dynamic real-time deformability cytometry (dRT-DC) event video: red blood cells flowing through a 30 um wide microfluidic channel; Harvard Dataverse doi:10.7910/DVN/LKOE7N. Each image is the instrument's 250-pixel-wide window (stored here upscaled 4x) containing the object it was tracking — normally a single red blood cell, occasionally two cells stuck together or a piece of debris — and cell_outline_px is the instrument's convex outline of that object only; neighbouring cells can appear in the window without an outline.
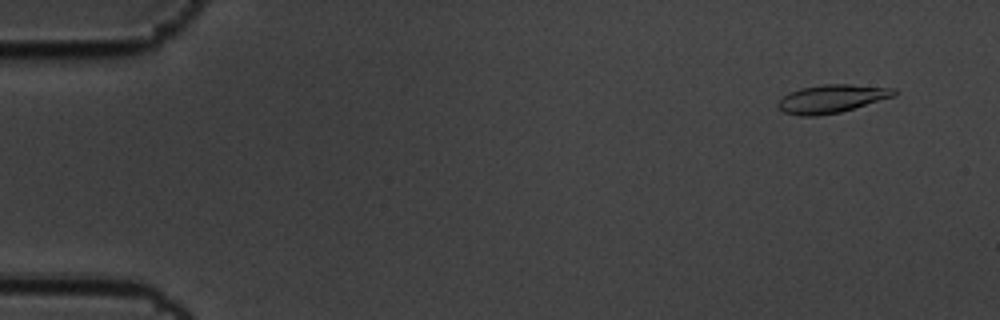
{"species": "common noctule bat (a hibernating species)", "species_latin": "Nyctalus noctula", "temperature_condition": "cold", "stored_images_in_passage": 58, "camera_frame_rate_fps": 3000, "um_per_image_px": 0.085, "animal": {"sex": "male", "body_mass_g": 19.5, "forearm_length_mm": 54.6}, "frame": {"image": 1, "passage_image": 4, "time_ms": 1.0, "image_size_px": [1000, 320], "cell_outline_px": [[896, 96], [840, 112], [816, 116], [800, 116], [784, 112], [776, 104], [788, 92], [800, 88], [824, 84], [848, 84], [896, 88]], "centroid_in_image_um": [70.71, 8.39], "position_along_channel_um": 14.3, "area_um2": 19.07}}
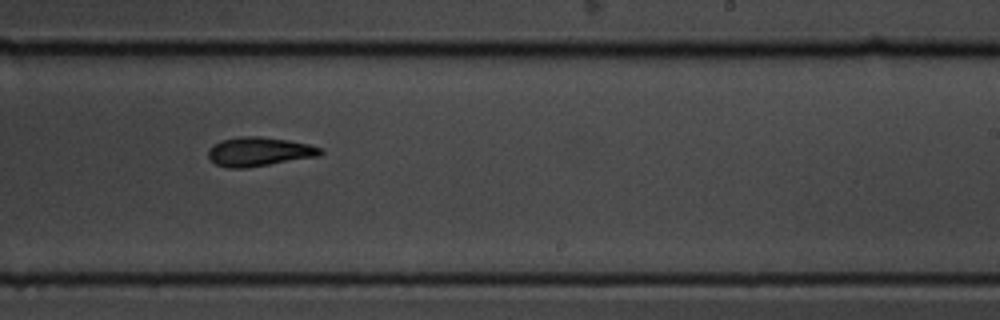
{"frame": {"image": 2, "passage_image": 36, "time_ms": 11.667, "image_size_px": [1000, 320], "cell_outline_px": [[324, 152], [320, 156], [244, 168], [228, 168], [216, 164], [208, 156], [208, 148], [212, 144], [220, 140], [240, 136], [260, 136], [288, 140], [308, 144], [320, 148]], "centroid_in_image_um": [22.0, 12.88], "position_along_channel_um": 267.0, "area_um2": 19.02}}
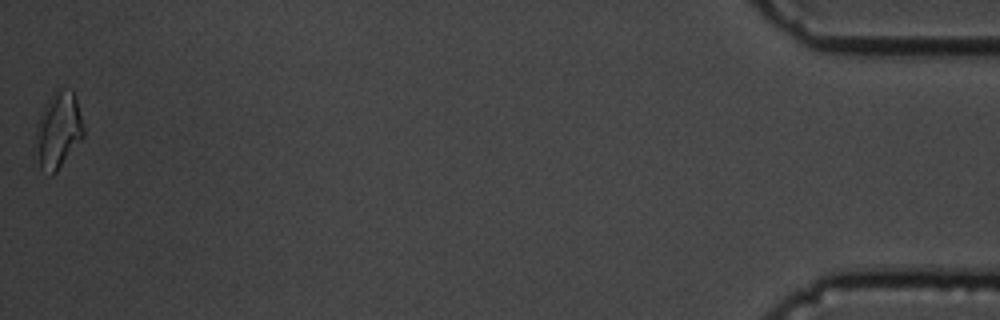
{"frame": {"image": 3, "passage_image": 58, "time_ms": 19.0, "image_size_px": [1000, 320], "cell_outline_px": [[84, 136], [56, 172], [52, 176], [48, 176], [40, 168], [36, 136], [36, 120], [44, 104], [52, 92], [56, 88], [72, 88], [84, 124]], "centroid_in_image_um": [4.95, 11.02], "position_along_channel_um": 430.2, "area_um2": 21.5}, "authors_computed_cell_mechanics": {"area_um2": 18.9295, "velocity_mm_per_s": 3.4547, "shape_relaxation_time_tau1_ms": 4.1286, "shape_relaxation_time_tau2_ms": 2.8077, "deformation_change_tau1": 0.1454, "deformation_change_tau2": 0.0813}}